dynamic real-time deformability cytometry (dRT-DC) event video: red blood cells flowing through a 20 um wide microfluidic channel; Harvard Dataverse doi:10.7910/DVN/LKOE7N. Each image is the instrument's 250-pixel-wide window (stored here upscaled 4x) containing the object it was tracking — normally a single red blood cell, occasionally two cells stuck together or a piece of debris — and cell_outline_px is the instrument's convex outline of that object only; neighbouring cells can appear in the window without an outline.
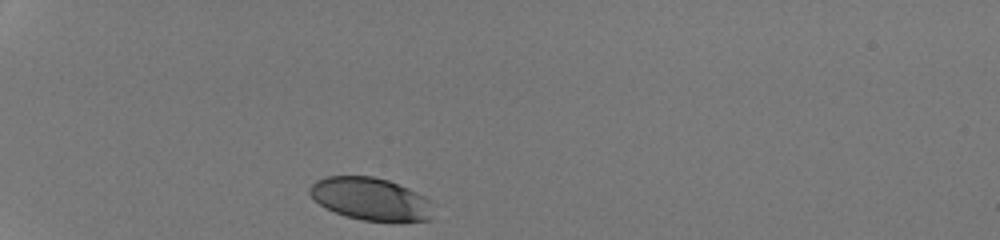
{"species": "human", "species_latin": "Homo sapiens", "temperature_condition": "room temperature", "stored_images_in_passage": 29, "camera_frame_rate_fps": 3000, "um_per_image_px": 0.085, "donor": {"sex": "male"}, "frame": {"image": 1, "passage_image": 1, "time_ms": 0.0, "image_size_px": [1000, 240], "cell_outline_px": [[432, 220], [400, 224], [396, 224], [364, 220], [348, 216], [336, 212], [320, 204], [308, 192], [308, 188], [316, 180], [328, 176], [372, 176], [388, 180], [408, 188], [424, 196], [428, 200]], "centroid_in_image_um": [31.54, 16.94], "position_along_channel_um": 53.5, "area_um2": 30.92}}
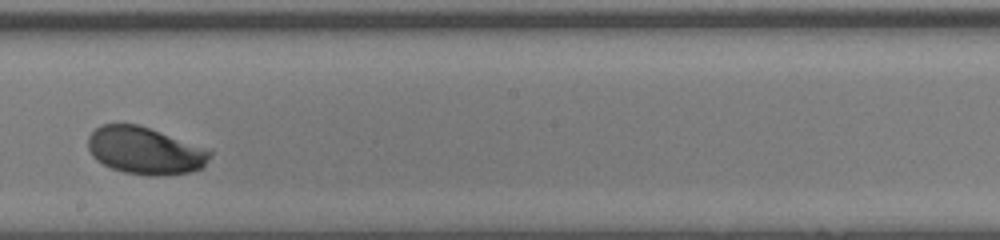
{"frame": {"image": 2, "passage_image": 17, "time_ms": 5.333, "image_size_px": [1000, 240], "cell_outline_px": [[212, 156], [204, 168], [192, 172], [160, 176], [152, 176], [124, 172], [112, 168], [96, 160], [92, 156], [88, 148], [88, 136], [100, 124], [140, 124], [212, 152]], "centroid_in_image_um": [12.31, 12.82], "position_along_channel_um": 235.9, "area_um2": 33.47}}
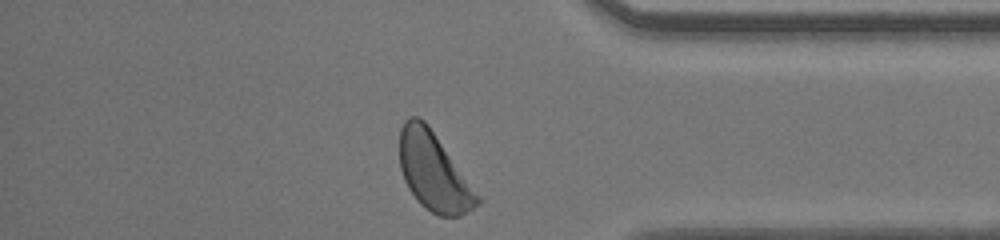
{"frame": {"image": 3, "passage_image": 29, "time_ms": 9.333, "image_size_px": [1000, 240], "cell_outline_px": [[480, 204], [460, 216], [440, 216], [424, 208], [416, 200], [408, 188], [404, 180], [400, 168], [400, 128], [404, 120], [408, 116], [420, 116], [428, 124], [480, 196]], "centroid_in_image_um": [36.85, 14.59], "position_along_channel_um": 398.4, "area_um2": 35.32}, "authors_computed_cell_mechanics": {"area_um2": 33.4662, "velocity_mm_per_s": 4.2647, "shape_relaxation_time_tau1_ms": 1.3267, "shape_relaxation_time_tau2_ms": null, "deformation_change_tau1": 0.1071, "deformation_change_tau2": null}}